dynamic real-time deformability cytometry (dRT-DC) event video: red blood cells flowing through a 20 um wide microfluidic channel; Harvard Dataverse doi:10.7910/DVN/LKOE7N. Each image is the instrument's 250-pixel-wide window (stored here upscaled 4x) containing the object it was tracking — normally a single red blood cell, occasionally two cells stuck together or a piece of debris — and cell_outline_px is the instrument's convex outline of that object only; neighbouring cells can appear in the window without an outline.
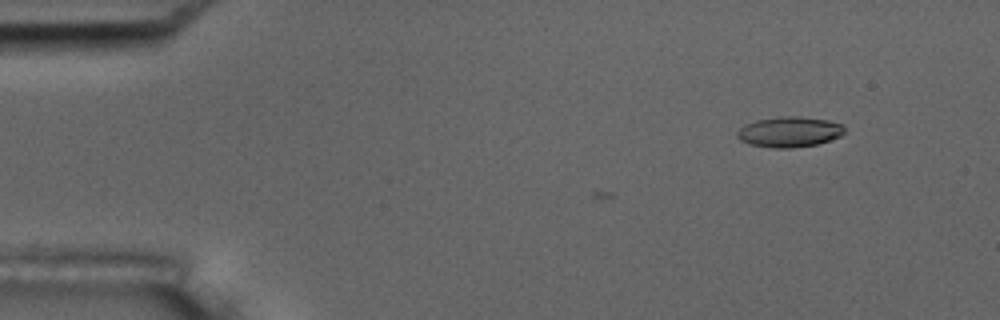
{"species": "common noctule bat (a hibernating species)", "species_latin": "Nyctalus noctula", "temperature_condition": "room temperature", "stored_images_in_passage": 3, "camera_frame_rate_fps": 3000, "um_per_image_px": 0.085, "animal": {"sex": "male", "body_mass_g": 17.5, "forearm_length_mm": 52.3}, "frame": {"image": 1, "passage_image": 3, "time_ms": 0.667, "image_size_px": [1000, 320], "cell_outline_px": [[844, 132], [840, 136], [816, 144], [788, 148], [772, 148], [752, 144], [740, 140], [736, 136], [736, 132], [740, 128], [756, 120], [780, 116], [800, 116], [828, 120], [844, 124]], "centroid_in_image_um": [67.11, 11.2], "position_along_channel_um": 17.9, "area_um2": 18.9}}